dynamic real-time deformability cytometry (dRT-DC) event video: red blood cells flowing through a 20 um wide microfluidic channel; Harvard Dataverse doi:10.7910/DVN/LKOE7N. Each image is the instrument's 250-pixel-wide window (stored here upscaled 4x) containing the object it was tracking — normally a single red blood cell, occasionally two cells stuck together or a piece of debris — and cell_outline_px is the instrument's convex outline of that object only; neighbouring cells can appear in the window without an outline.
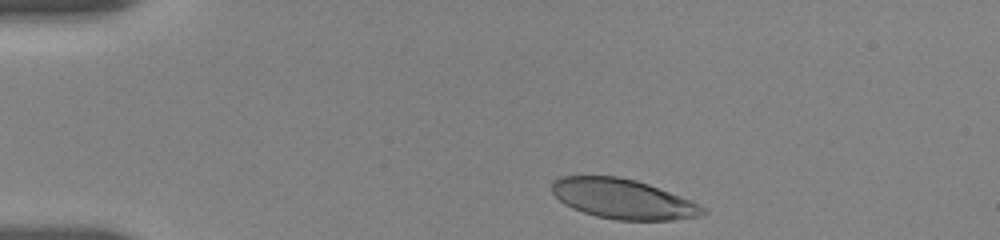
{"species": "human", "species_latin": "Homo sapiens", "temperature_condition": "room temperature", "stored_images_in_passage": 33, "camera_frame_rate_fps": 3000, "um_per_image_px": 0.085, "donor": {"sex": "female"}, "frame": {"image": 1, "passage_image": 1, "time_ms": 0.0, "image_size_px": [1000, 240], "cell_outline_px": [[708, 212], [700, 216], [672, 220], [616, 220], [596, 216], [572, 208], [564, 204], [552, 192], [552, 180], [560, 176], [620, 176], [636, 180], [648, 184], [692, 200], [700, 204]], "centroid_in_image_um": [52.96, 16.91], "position_along_channel_um": 32.0, "area_um2": 35.14}}
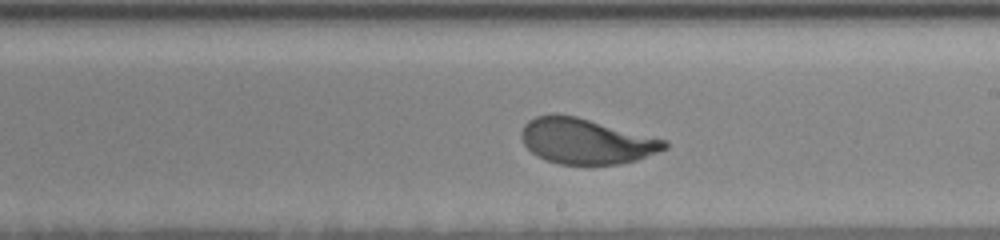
{"frame": {"image": 2, "passage_image": 18, "time_ms": 7.333, "image_size_px": [1000, 240], "cell_outline_px": [[668, 148], [636, 160], [620, 164], [560, 164], [544, 160], [536, 156], [524, 144], [520, 136], [520, 132], [524, 124], [528, 120], [536, 116], [552, 112], [556, 112], [576, 116], [668, 140]], "centroid_in_image_um": [49.78, 11.98], "position_along_channel_um": 239.2, "area_um2": 38.32}}
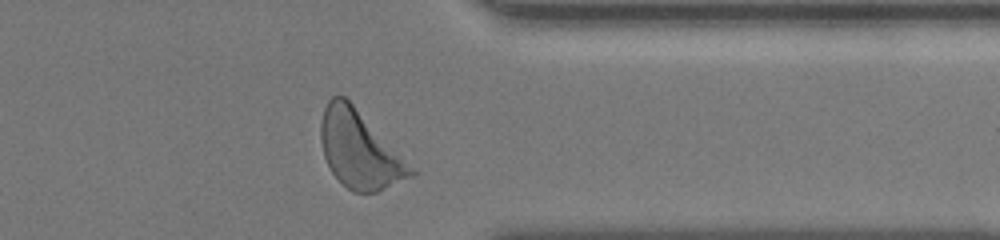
{"frame": {"image": 3, "passage_image": 32, "time_ms": 11.333, "image_size_px": [1000, 240], "cell_outline_px": [[420, 172], [412, 176], [376, 192], [352, 192], [332, 172], [324, 156], [320, 140], [320, 124], [324, 108], [328, 100], [332, 96], [344, 96], [420, 168]], "centroid_in_image_um": [30.66, 12.72], "position_along_channel_um": 380.7, "area_um2": 41.27}, "authors_computed_cell_mechanics": {"area_um2": 38.8416, "velocity_mm_per_s": 3.6334, "shape_relaxation_time_tau1_ms": 2.8087, "shape_relaxation_time_tau2_ms": null, "deformation_change_tau1": 0.1548, "deformation_change_tau2": null}}